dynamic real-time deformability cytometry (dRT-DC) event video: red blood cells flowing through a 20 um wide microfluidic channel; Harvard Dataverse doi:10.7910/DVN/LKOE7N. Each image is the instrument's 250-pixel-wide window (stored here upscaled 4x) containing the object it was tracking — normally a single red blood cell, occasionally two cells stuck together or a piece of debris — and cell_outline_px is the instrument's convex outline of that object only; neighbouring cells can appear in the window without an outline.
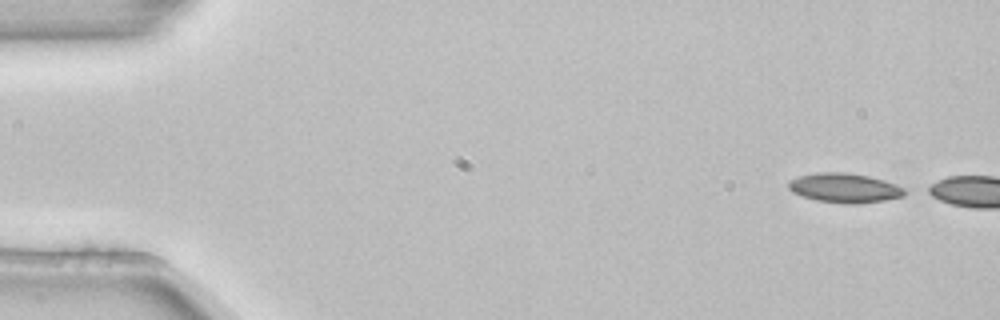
{"species": "common noctule bat (a hibernating species)", "species_latin": "Nyctalus noctula", "temperature_condition": "room temperature", "stored_images_in_passage": 2, "camera_frame_rate_fps": 3000, "um_per_image_px": 0.085, "animal": {"sex": "female", "body_mass_g": 22.7, "forearm_length_mm": 54.2}, "frame": {"image": 1, "passage_image": 1, "time_ms": 0.0, "image_size_px": [1000, 320], "cell_outline_px": [[912, 192], [904, 196], [884, 200], [856, 204], [852, 204], [816, 200], [800, 196], [792, 192], [788, 188], [788, 180], [800, 176], [816, 172], [844, 172], [868, 176], [884, 180], [896, 184]], "centroid_in_image_um": [71.81, 15.97], "position_along_channel_um": 13.2, "area_um2": 20.11}}